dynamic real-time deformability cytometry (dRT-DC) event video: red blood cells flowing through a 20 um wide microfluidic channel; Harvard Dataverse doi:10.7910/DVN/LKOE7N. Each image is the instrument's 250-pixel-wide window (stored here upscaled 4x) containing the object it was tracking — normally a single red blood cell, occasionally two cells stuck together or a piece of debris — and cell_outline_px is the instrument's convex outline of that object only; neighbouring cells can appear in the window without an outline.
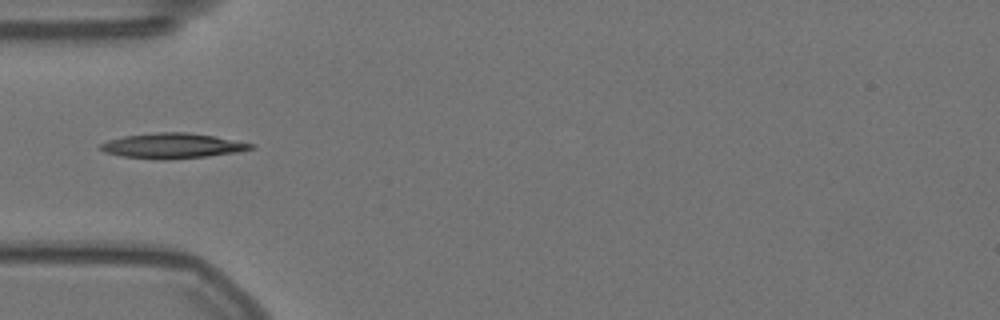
{"species": "Egyptian fruit bat (a non-hibernating species)", "species_latin": "Rousettus aegyptiacus", "temperature_condition": "warm", "stored_images_in_passage": 11, "camera_frame_rate_fps": 3000, "um_per_image_px": 0.085, "animal": {"sex": "female"}, "frame": {"image": 1, "passage_image": 1, "time_ms": 0.0, "image_size_px": [1000, 320], "cell_outline_px": [[256, 148], [240, 152], [208, 156], [164, 160], [156, 160], [120, 156], [104, 152], [100, 148], [100, 144], [108, 140], [124, 136], [156, 132], [184, 132], [212, 136], [256, 144]], "centroid_in_image_um": [14.67, 12.4], "position_along_channel_um": 70.3, "area_um2": 22.2}}
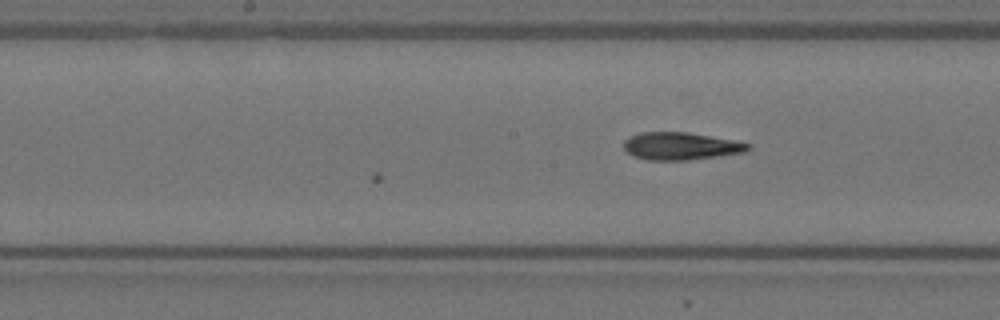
{"frame": {"image": 2, "passage_image": 11, "time_ms": 3.333, "image_size_px": [1000, 320], "cell_outline_px": [[752, 148], [744, 152], [720, 156], [684, 160], [648, 160], [632, 156], [624, 148], [624, 140], [628, 136], [640, 132], [688, 132], [736, 140], [752, 144]], "centroid_in_image_um": [57.88, 12.41], "position_along_channel_um": 190.3, "area_um2": 20.17}}